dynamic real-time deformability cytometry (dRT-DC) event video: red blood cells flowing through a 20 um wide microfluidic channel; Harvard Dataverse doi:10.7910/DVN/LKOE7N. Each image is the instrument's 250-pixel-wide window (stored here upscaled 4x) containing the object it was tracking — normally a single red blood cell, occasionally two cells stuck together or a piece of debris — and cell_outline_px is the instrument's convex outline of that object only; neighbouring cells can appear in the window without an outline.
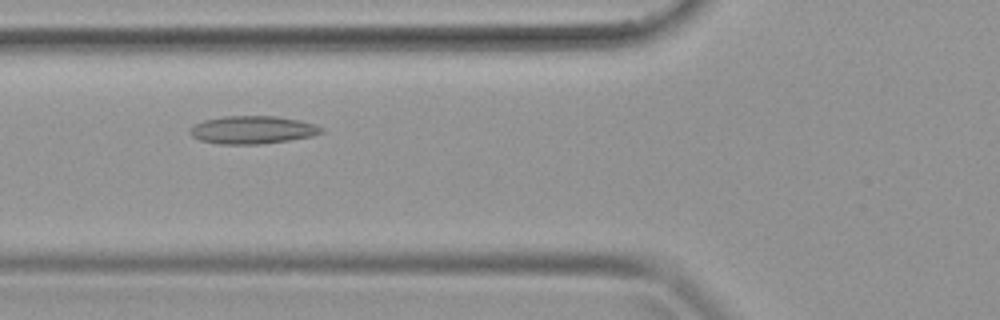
{"species": "common noctule bat (a hibernating species)", "species_latin": "Nyctalus noctula", "temperature_condition": "warm", "stored_images_in_passage": 25, "camera_frame_rate_fps": 3000, "um_per_image_px": 0.085, "animal": {"sex": "female", "body_mass_g": 19.9}, "frame": {"image": 1, "passage_image": 4, "time_ms": 1.0, "image_size_px": [1000, 320], "cell_outline_px": [[324, 132], [312, 136], [288, 140], [260, 144], [220, 144], [200, 140], [192, 136], [188, 132], [188, 128], [204, 120], [224, 116], [276, 116], [300, 120], [316, 124], [324, 128]], "centroid_in_image_um": [21.47, 11.03], "position_along_channel_um": 104.3, "area_um2": 21.44}}
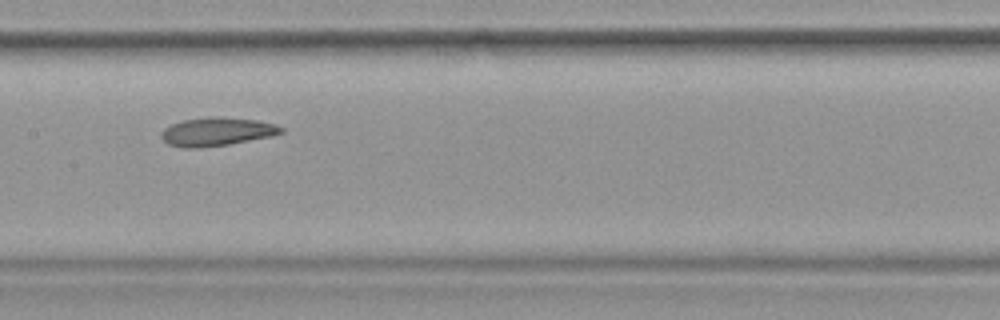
{"frame": {"image": 2, "passage_image": 9, "time_ms": 2.667, "image_size_px": [1000, 320], "cell_outline_px": [[284, 132], [272, 136], [228, 144], [200, 148], [184, 148], [168, 144], [160, 136], [160, 132], [164, 128], [172, 124], [184, 120], [208, 116], [220, 116], [256, 120], [276, 124], [284, 128]], "centroid_in_image_um": [18.43, 11.18], "position_along_channel_um": 189.0, "area_um2": 20.0}}
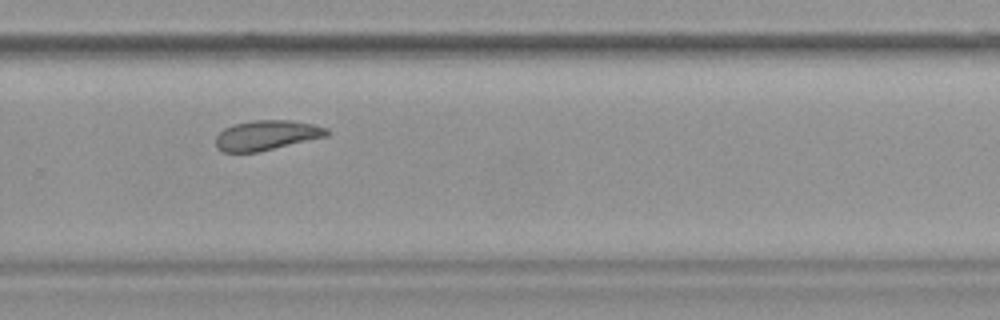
{"frame": {"image": 3, "passage_image": 16, "time_ms": 5.0, "image_size_px": [1000, 320], "cell_outline_px": [[332, 132], [328, 136], [260, 152], [224, 152], [216, 148], [216, 136], [224, 128], [232, 124], [252, 120], [292, 120], [312, 124], [328, 128]], "centroid_in_image_um": [22.69, 11.49], "position_along_channel_um": 307.1, "area_um2": 19.65}}